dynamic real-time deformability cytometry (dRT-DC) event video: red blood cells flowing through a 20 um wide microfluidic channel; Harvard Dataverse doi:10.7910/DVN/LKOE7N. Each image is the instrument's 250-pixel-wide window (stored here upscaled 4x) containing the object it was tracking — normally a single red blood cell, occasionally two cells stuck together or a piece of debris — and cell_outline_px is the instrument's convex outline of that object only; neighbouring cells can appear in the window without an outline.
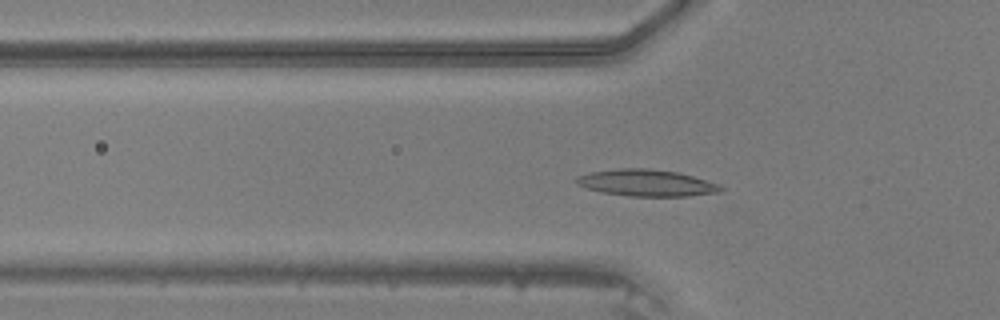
{"species": "common noctule bat (a hibernating species)", "species_latin": "Nyctalus noctula", "temperature_condition": "warm", "stored_images_in_passage": 41, "camera_frame_rate_fps": 3000, "um_per_image_px": 0.085, "animal": {"sex": "male", "body_mass_g": 20.5, "forearm_length_mm": 52.5}, "frame": {"image": 1, "passage_image": 15, "time_ms": 4.667, "image_size_px": [1000, 320], "cell_outline_px": [[724, 192], [688, 196], [632, 196], [604, 192], [588, 188], [576, 184], [576, 180], [580, 176], [588, 172], [620, 168], [648, 168], [676, 172], [692, 176], [720, 184], [724, 188]], "centroid_in_image_um": [55.02, 15.54], "position_along_channel_um": 70.8, "area_um2": 22.31}}
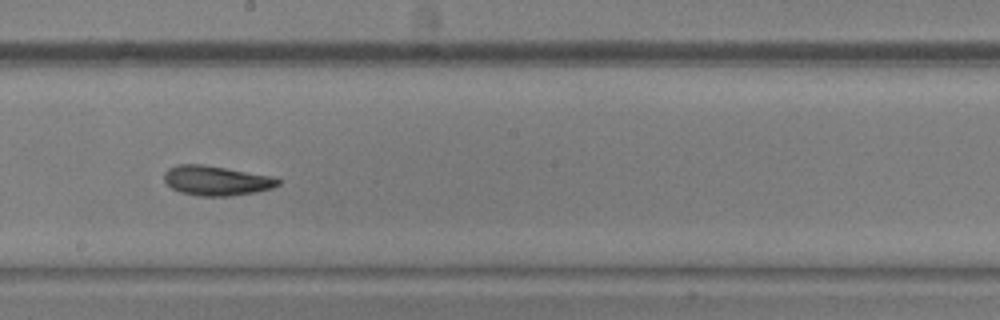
{"frame": {"image": 2, "passage_image": 26, "time_ms": 8.333, "image_size_px": [1000, 320], "cell_outline_px": [[280, 184], [272, 188], [256, 192], [228, 196], [200, 196], [180, 192], [172, 188], [164, 180], [164, 172], [168, 168], [176, 164], [204, 164], [272, 176], [280, 180]], "centroid_in_image_um": [18.37, 15.34], "position_along_channel_um": 229.8, "area_um2": 19.77}}
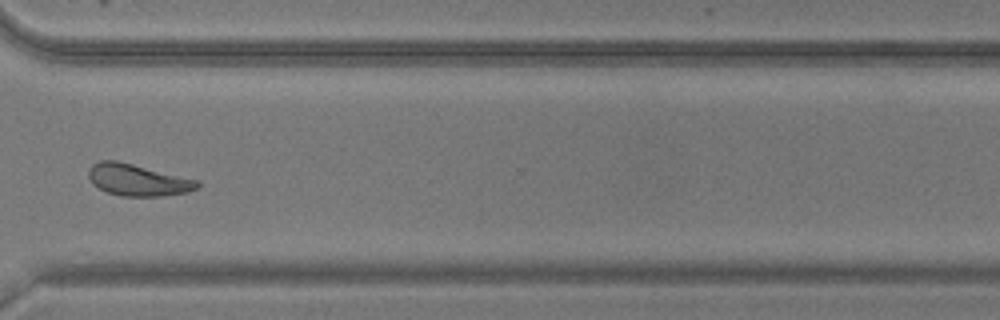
{"frame": {"image": 3, "passage_image": 35, "time_ms": 11.333, "image_size_px": [1000, 320], "cell_outline_px": [[200, 184], [196, 188], [188, 192], [164, 196], [120, 196], [108, 192], [92, 184], [88, 176], [88, 168], [92, 164], [100, 160], [116, 160], [200, 180]], "centroid_in_image_um": [11.71, 15.29], "position_along_channel_um": 358.9, "area_um2": 20.23}}